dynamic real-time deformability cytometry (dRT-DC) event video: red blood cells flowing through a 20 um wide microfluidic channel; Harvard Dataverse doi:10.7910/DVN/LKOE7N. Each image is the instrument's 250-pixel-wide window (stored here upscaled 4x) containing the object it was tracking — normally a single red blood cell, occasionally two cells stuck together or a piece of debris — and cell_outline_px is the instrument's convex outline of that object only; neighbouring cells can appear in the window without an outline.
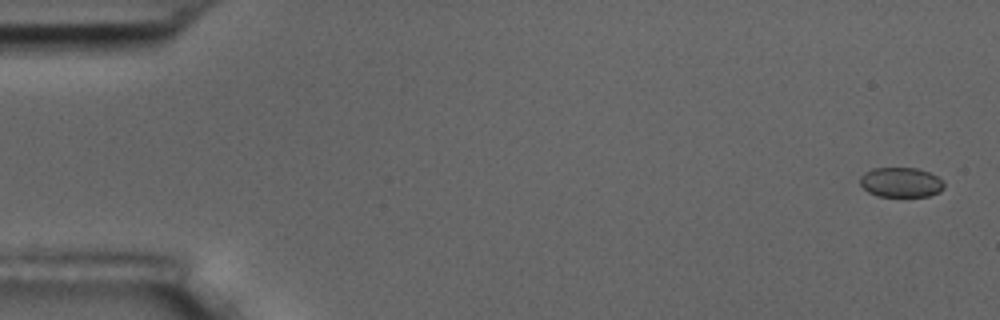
{"species": "common noctule bat (a hibernating species)", "species_latin": "Nyctalus noctula", "temperature_condition": "room temperature", "stored_images_in_passage": 7, "camera_frame_rate_fps": 3000, "um_per_image_px": 0.085, "animal": {"sex": "male", "body_mass_g": 17.5, "forearm_length_mm": 52.3}, "frame": {"image": 1, "passage_image": 1, "time_ms": 0.0, "image_size_px": [1000, 320], "cell_outline_px": [[944, 188], [940, 192], [928, 196], [880, 196], [868, 192], [860, 184], [860, 176], [864, 172], [872, 168], [916, 168], [928, 172], [936, 176], [944, 184]], "centroid_in_image_um": [76.55, 15.49], "position_along_channel_um": 8.4, "area_um2": 14.51}}